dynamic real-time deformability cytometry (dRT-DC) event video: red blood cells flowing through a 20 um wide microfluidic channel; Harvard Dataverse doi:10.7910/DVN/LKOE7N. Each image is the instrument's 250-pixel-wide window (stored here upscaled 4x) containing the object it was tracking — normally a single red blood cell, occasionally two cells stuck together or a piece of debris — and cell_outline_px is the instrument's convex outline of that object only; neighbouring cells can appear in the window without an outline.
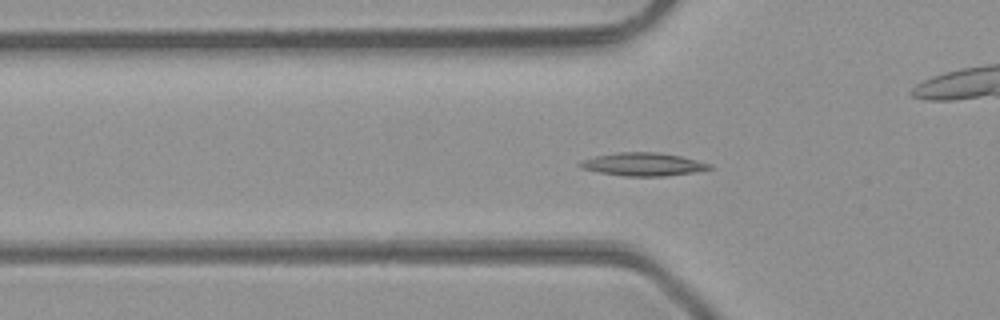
{"species": "common noctule bat (a hibernating species)", "species_latin": "Nyctalus noctula", "temperature_condition": "room temperature", "stored_images_in_passage": 42, "camera_frame_rate_fps": 3000, "um_per_image_px": 0.085, "animal": {"sex": "male", "body_mass_g": 23.1, "forearm_length_mm": 52.7}, "frame": {"image": 1, "passage_image": 9, "time_ms": 2.667, "image_size_px": [1000, 320], "cell_outline_px": [[712, 168], [696, 172], [668, 176], [624, 176], [600, 172], [580, 168], [576, 164], [580, 160], [596, 156], [616, 152], [656, 152], [680, 156], [712, 164]], "centroid_in_image_um": [54.64, 13.97], "position_along_channel_um": 71.2, "area_um2": 17.51}}
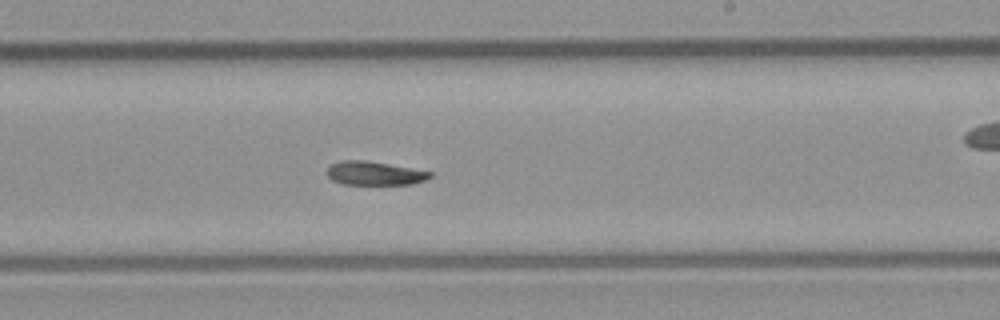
{"frame": {"image": 2, "passage_image": 22, "time_ms": 7.0, "image_size_px": [1000, 320], "cell_outline_px": [[432, 176], [424, 180], [412, 184], [344, 184], [332, 180], [328, 176], [328, 168], [332, 164], [340, 160], [364, 160], [388, 164], [432, 172]], "centroid_in_image_um": [31.82, 14.73], "position_along_channel_um": 257.2, "area_um2": 13.99}}
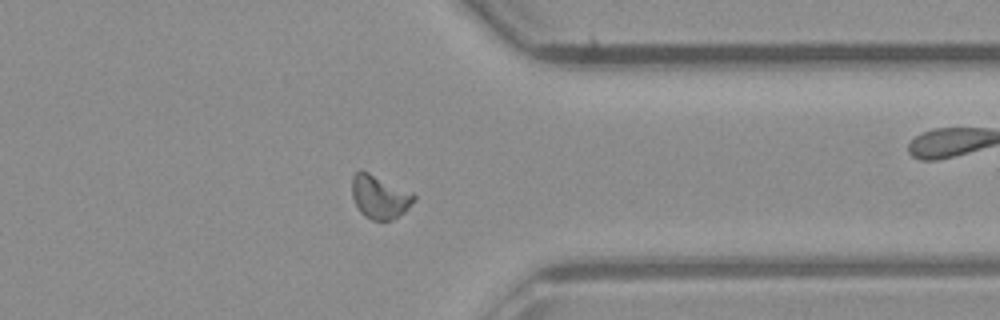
{"frame": {"image": 3, "passage_image": 31, "time_ms": 10.0, "image_size_px": [1000, 320], "cell_outline_px": [[416, 200], [404, 212], [392, 220], [372, 220], [364, 216], [360, 212], [352, 196], [352, 176], [360, 168], [412, 192], [416, 196]], "centroid_in_image_um": [32.26, 16.72], "position_along_channel_um": 379.1, "area_um2": 15.78}}